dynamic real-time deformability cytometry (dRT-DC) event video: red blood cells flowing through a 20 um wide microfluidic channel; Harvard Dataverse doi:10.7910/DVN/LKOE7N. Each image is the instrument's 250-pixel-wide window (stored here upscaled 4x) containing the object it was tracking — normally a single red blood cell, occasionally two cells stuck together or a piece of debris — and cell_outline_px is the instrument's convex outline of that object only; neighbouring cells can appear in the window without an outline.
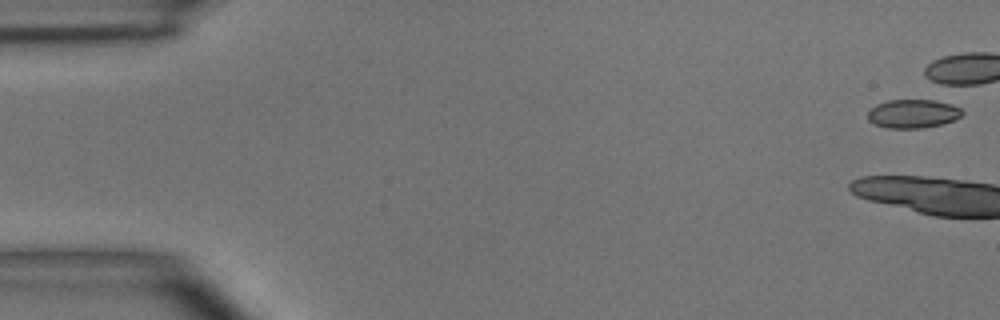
{"species": "common noctule bat (a hibernating species)", "species_latin": "Nyctalus noctula", "temperature_condition": "room temperature", "stored_images_in_passage": 6, "camera_frame_rate_fps": 3000, "um_per_image_px": 0.085, "animal": {"sex": "male", "body_mass_g": 15.6}, "frame": {"image": 1, "passage_image": 1, "time_ms": 0.0, "image_size_px": [1000, 320], "cell_outline_px": [[964, 112], [960, 116], [952, 120], [940, 124], [924, 128], [888, 128], [876, 124], [868, 120], [868, 112], [876, 104], [888, 100], [944, 100], [960, 108]], "centroid_in_image_um": [77.62, 9.65], "position_along_channel_um": 7.4, "area_um2": 15.78}}